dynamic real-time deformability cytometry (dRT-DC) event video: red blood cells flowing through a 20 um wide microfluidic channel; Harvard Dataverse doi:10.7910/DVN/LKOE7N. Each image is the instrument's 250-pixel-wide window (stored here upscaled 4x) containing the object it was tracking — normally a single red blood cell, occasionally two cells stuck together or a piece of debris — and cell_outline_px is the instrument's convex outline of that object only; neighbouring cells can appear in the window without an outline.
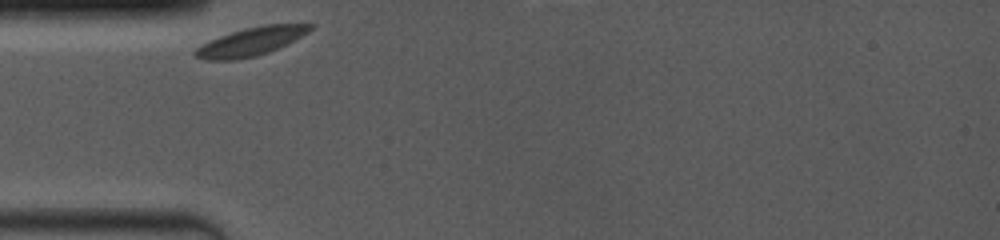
{"species": "common noctule bat (a hibernating species)", "species_latin": "Nyctalus noctula", "temperature_condition": "room temperature", "stored_images_in_passage": 8, "camera_frame_rate_fps": 4000, "um_per_image_px": 0.085, "animal": {"sex": "female", "body_mass_g": 19.0, "forearm_length_mm": 53.3}, "frame": {"image": 1, "passage_image": 1, "time_ms": 0.0, "image_size_px": [1000, 240], "cell_outline_px": [[312, 28], [308, 32], [268, 52], [256, 56], [236, 60], [204, 60], [192, 56], [192, 52], [200, 44], [220, 36], [244, 28], [264, 24], [312, 24]], "centroid_in_image_um": [21.22, 3.55], "position_along_channel_um": 63.8, "area_um2": 18.79}}
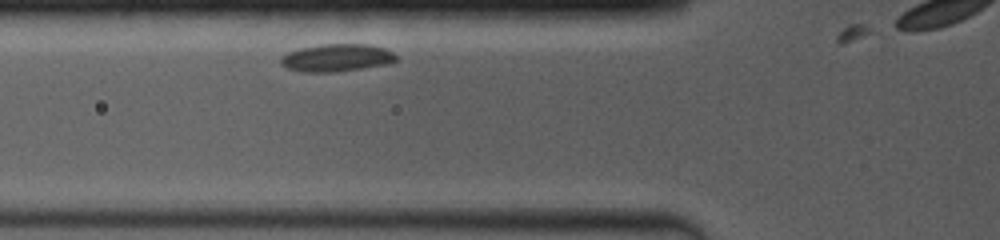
{"frame": {"image": 2, "passage_image": 4, "time_ms": 1.0, "image_size_px": [1000, 240], "cell_outline_px": [[396, 60], [392, 64], [336, 72], [300, 72], [288, 68], [280, 64], [280, 60], [288, 52], [300, 48], [320, 44], [368, 44], [384, 48], [392, 52], [396, 56]], "centroid_in_image_um": [28.64, 4.92], "position_along_channel_um": 97.2, "area_um2": 18.67}}
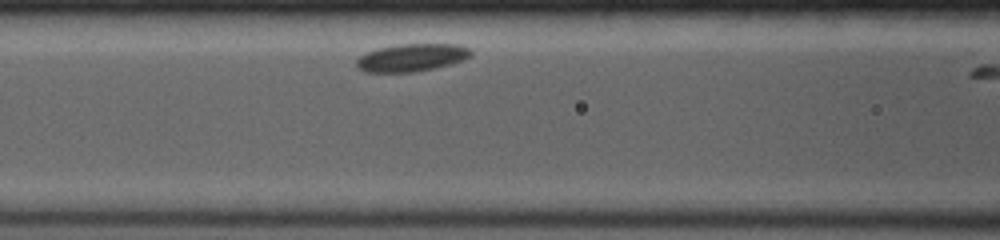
{"frame": {"image": 3, "passage_image": 7, "time_ms": 2.0, "image_size_px": [1000, 240], "cell_outline_px": [[472, 56], [464, 60], [416, 72], [364, 72], [356, 68], [356, 60], [360, 56], [368, 52], [380, 48], [400, 44], [456, 44], [468, 48], [472, 52]], "centroid_in_image_um": [34.98, 4.9], "position_along_channel_um": 131.6, "area_um2": 18.32}}